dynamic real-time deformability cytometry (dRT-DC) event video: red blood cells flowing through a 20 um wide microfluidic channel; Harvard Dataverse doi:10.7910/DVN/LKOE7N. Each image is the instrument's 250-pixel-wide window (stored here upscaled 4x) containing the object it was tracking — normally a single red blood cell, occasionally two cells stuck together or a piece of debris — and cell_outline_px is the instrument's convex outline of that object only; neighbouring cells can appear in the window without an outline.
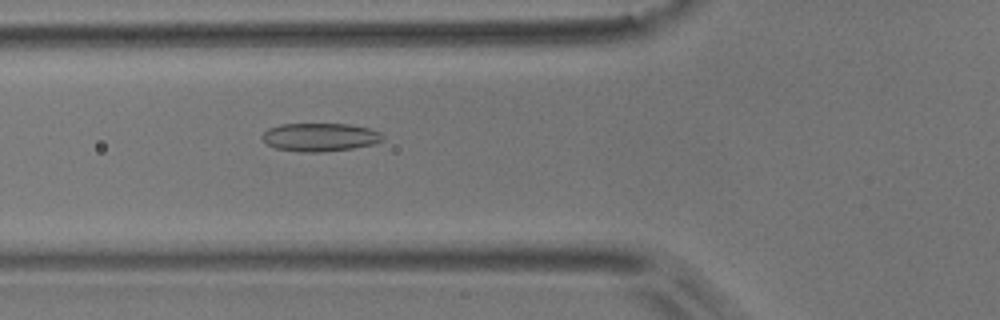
{"species": "common noctule bat (a hibernating species)", "species_latin": "Nyctalus noctula", "temperature_condition": "room temperature", "stored_images_in_passage": 5, "camera_frame_rate_fps": 3000, "um_per_image_px": 0.085, "animal": {"sex": "male", "body_mass_g": 17.9}, "frame": {"image": 1, "passage_image": 5, "time_ms": 1.333, "image_size_px": [1000, 320], "cell_outline_px": [[384, 140], [376, 144], [352, 148], [320, 152], [300, 152], [276, 148], [268, 144], [260, 136], [268, 128], [280, 124], [348, 124], [368, 128], [380, 132], [384, 136]], "centroid_in_image_um": [27.21, 11.66], "position_along_channel_um": 98.6, "area_um2": 19.88}}